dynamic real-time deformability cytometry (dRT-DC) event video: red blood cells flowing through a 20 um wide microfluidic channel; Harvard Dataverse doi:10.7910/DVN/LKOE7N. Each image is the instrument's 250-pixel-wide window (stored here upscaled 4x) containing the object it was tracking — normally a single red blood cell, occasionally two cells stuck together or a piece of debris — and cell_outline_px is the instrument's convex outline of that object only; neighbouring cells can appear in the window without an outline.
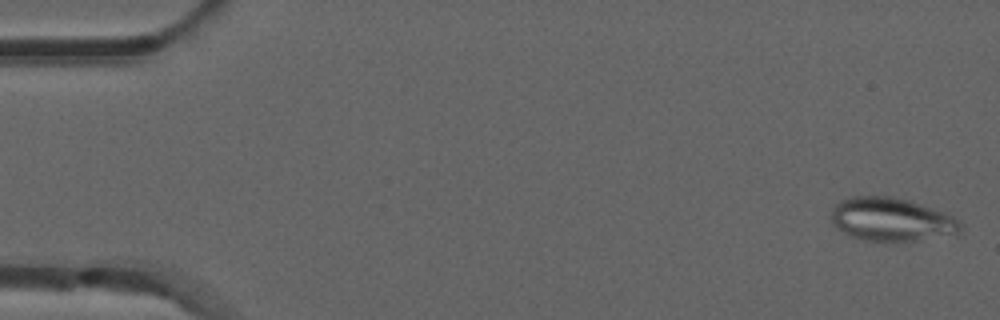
{"species": "common noctule bat (a hibernating species)", "species_latin": "Nyctalus noctula", "temperature_condition": "room temperature", "stored_images_in_passage": 45, "camera_frame_rate_fps": 3000, "um_per_image_px": 0.085, "animal": {"sex": "male", "forearm_length_mm": 52.5}, "frame": {"image": 1, "passage_image": 1, "time_ms": 0.0, "image_size_px": [1000, 320], "cell_outline_px": [[960, 232], [916, 240], [864, 240], [852, 236], [836, 228], [832, 224], [832, 208], [840, 200], [852, 196], [888, 196], [908, 200], [944, 212], [960, 220]], "centroid_in_image_um": [75.73, 18.63], "position_along_channel_um": 9.3, "area_um2": 32.08}}
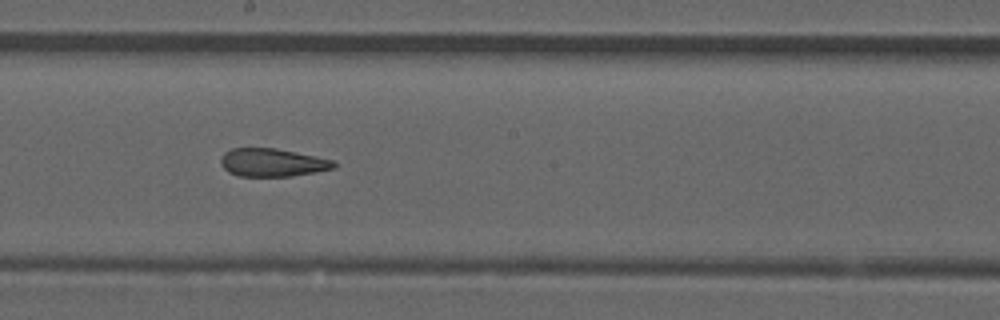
{"frame": {"image": 2, "passage_image": 28, "time_ms": 9.0, "image_size_px": [1000, 320], "cell_outline_px": [[336, 168], [316, 172], [292, 176], [240, 176], [228, 172], [220, 164], [220, 156], [224, 152], [232, 148], [276, 148], [316, 156], [332, 160], [336, 164]], "centroid_in_image_um": [23.13, 13.81], "position_along_channel_um": 225.1, "area_um2": 18.61}}
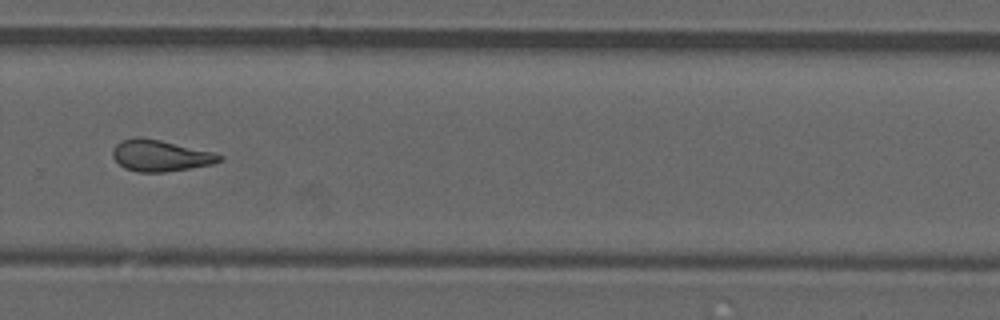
{"frame": {"image": 3, "passage_image": 35, "time_ms": 11.333, "image_size_px": [1000, 320], "cell_outline_px": [[224, 160], [212, 164], [192, 168], [164, 172], [136, 172], [124, 168], [112, 156], [112, 148], [120, 140], [140, 136], [160, 140], [212, 152], [224, 156]], "centroid_in_image_um": [13.61, 13.23], "position_along_channel_um": 316.2, "area_um2": 19.59}}